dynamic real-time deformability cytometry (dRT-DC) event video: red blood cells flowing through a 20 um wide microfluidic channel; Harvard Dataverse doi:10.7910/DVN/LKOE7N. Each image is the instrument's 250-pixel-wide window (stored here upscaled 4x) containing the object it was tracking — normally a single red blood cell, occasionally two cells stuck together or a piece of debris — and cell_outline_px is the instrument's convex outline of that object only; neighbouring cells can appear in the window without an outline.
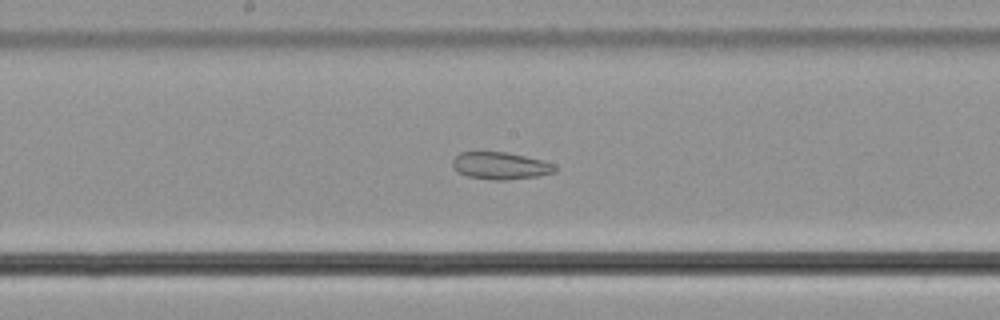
{"species": "common noctule bat (a hibernating species)", "species_latin": "Nyctalus noctula", "temperature_condition": "cold", "stored_images_in_passage": 45, "camera_frame_rate_fps": 3000, "um_per_image_px": 0.085, "animal": {"sex": "male", "body_mass_g": 21.5, "forearm_length_mm": 52.0}, "frame": {"image": 1, "passage_image": 29, "time_ms": 9.333, "image_size_px": [1000, 320], "cell_outline_px": [[556, 172], [536, 176], [504, 180], [492, 180], [468, 176], [456, 172], [452, 168], [452, 160], [460, 152], [504, 152], [524, 156], [556, 164]], "centroid_in_image_um": [42.5, 14.09], "position_along_channel_um": 205.7, "area_um2": 16.18}}
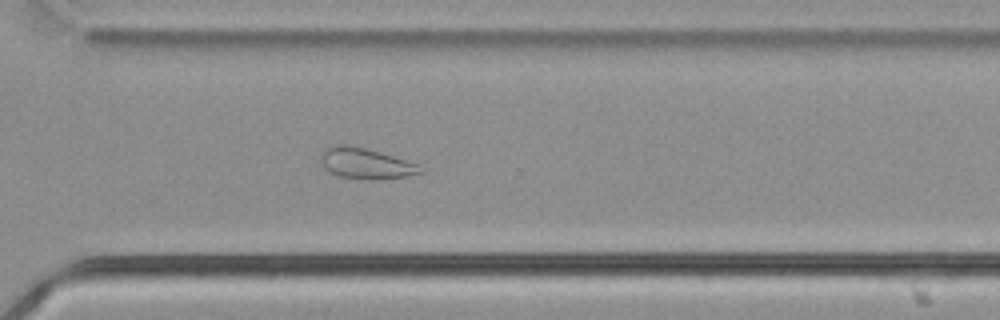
{"frame": {"image": 2, "passage_image": 40, "time_ms": 13.0, "image_size_px": [1000, 320], "cell_outline_px": [[424, 172], [408, 176], [372, 180], [360, 180], [340, 176], [324, 168], [320, 160], [320, 156], [332, 144], [348, 144], [380, 152], [420, 164]], "centroid_in_image_um": [31.11, 13.9], "position_along_channel_um": 339.5, "area_um2": 17.98}}
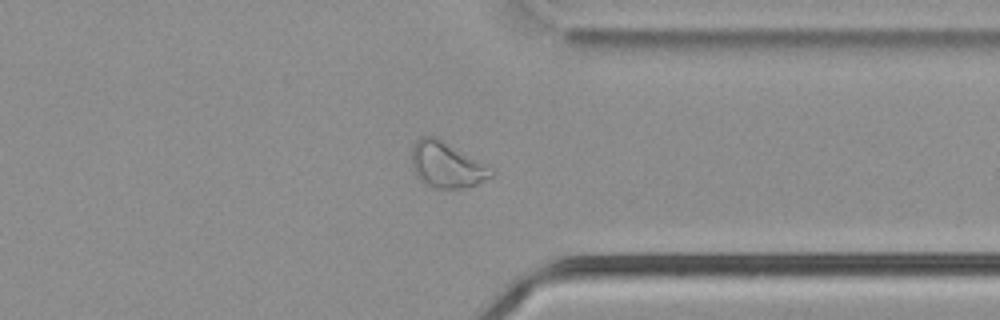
{"frame": {"image": 3, "passage_image": 43, "time_ms": 14.0, "image_size_px": [1000, 320], "cell_outline_px": [[496, 172], [492, 176], [468, 188], [432, 188], [424, 184], [416, 176], [412, 164], [412, 148], [416, 140], [420, 136], [436, 136], [496, 168]], "centroid_in_image_um": [38.01, 14.01], "position_along_channel_um": 373.4, "area_um2": 21.79}}